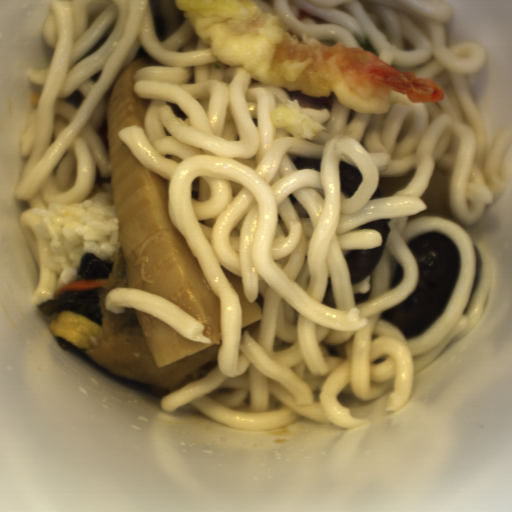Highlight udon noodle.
<instances>
[{
    "label": "udon noodle",
    "instance_id": "obj_2",
    "mask_svg": "<svg viewBox=\"0 0 512 512\" xmlns=\"http://www.w3.org/2000/svg\"><path fill=\"white\" fill-rule=\"evenodd\" d=\"M105 311L124 314L127 308L146 312L168 324L191 342L211 345L204 333L205 325L191 313L162 296L133 286H118L106 291L103 298Z\"/></svg>",
    "mask_w": 512,
    "mask_h": 512
},
{
    "label": "udon noodle",
    "instance_id": "obj_1",
    "mask_svg": "<svg viewBox=\"0 0 512 512\" xmlns=\"http://www.w3.org/2000/svg\"><path fill=\"white\" fill-rule=\"evenodd\" d=\"M280 16V27L323 45L370 50L399 71L438 83L439 102L410 103L393 91L387 113L364 114L330 97L304 96L255 81L227 66L176 8L175 0H50L42 24L49 66L27 67L42 86L19 137L28 158L14 188L26 202L20 231L39 267L30 300L55 298L58 274L43 220L34 209L82 203L97 172L111 179L108 97L142 47L159 65L133 74V91L150 100L143 127L116 134L143 167L168 180V217L219 298L221 345L201 379L161 396L163 412L189 403L242 431L281 429L305 417L343 429L370 424L338 400L381 398L384 411L412 399L416 373L484 316L491 253L467 230L511 184V128L489 132L467 75L488 51L474 41L448 47V1L253 0ZM317 156L322 169H296ZM354 162L362 178L343 195L338 166ZM416 173L383 199L381 177ZM450 179L449 208L426 211L431 173ZM391 232L370 277L353 283L343 256L374 249ZM447 234L461 273L440 317L414 339L383 319L414 292L420 268L409 247L423 233ZM243 279L263 319L241 327L240 302L223 273Z\"/></svg>",
    "mask_w": 512,
    "mask_h": 512
}]
</instances>
